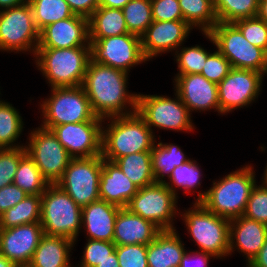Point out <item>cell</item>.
<instances>
[{
  "instance_id": "obj_46",
  "label": "cell",
  "mask_w": 267,
  "mask_h": 267,
  "mask_svg": "<svg viewBox=\"0 0 267 267\" xmlns=\"http://www.w3.org/2000/svg\"><path fill=\"white\" fill-rule=\"evenodd\" d=\"M28 194L15 184L7 185L0 189V215L9 208L14 207Z\"/></svg>"
},
{
  "instance_id": "obj_33",
  "label": "cell",
  "mask_w": 267,
  "mask_h": 267,
  "mask_svg": "<svg viewBox=\"0 0 267 267\" xmlns=\"http://www.w3.org/2000/svg\"><path fill=\"white\" fill-rule=\"evenodd\" d=\"M13 184L17 185L28 195H42L49 185L28 153L19 161Z\"/></svg>"
},
{
  "instance_id": "obj_36",
  "label": "cell",
  "mask_w": 267,
  "mask_h": 267,
  "mask_svg": "<svg viewBox=\"0 0 267 267\" xmlns=\"http://www.w3.org/2000/svg\"><path fill=\"white\" fill-rule=\"evenodd\" d=\"M121 10L129 33L141 36L153 22L151 0H130Z\"/></svg>"
},
{
  "instance_id": "obj_56",
  "label": "cell",
  "mask_w": 267,
  "mask_h": 267,
  "mask_svg": "<svg viewBox=\"0 0 267 267\" xmlns=\"http://www.w3.org/2000/svg\"><path fill=\"white\" fill-rule=\"evenodd\" d=\"M14 267H33L31 264H20V265H15Z\"/></svg>"
},
{
  "instance_id": "obj_9",
  "label": "cell",
  "mask_w": 267,
  "mask_h": 267,
  "mask_svg": "<svg viewBox=\"0 0 267 267\" xmlns=\"http://www.w3.org/2000/svg\"><path fill=\"white\" fill-rule=\"evenodd\" d=\"M103 158L101 155L90 158H72L56 183L80 207L100 199L99 184Z\"/></svg>"
},
{
  "instance_id": "obj_4",
  "label": "cell",
  "mask_w": 267,
  "mask_h": 267,
  "mask_svg": "<svg viewBox=\"0 0 267 267\" xmlns=\"http://www.w3.org/2000/svg\"><path fill=\"white\" fill-rule=\"evenodd\" d=\"M35 62L52 88L83 85L91 47L37 48Z\"/></svg>"
},
{
  "instance_id": "obj_13",
  "label": "cell",
  "mask_w": 267,
  "mask_h": 267,
  "mask_svg": "<svg viewBox=\"0 0 267 267\" xmlns=\"http://www.w3.org/2000/svg\"><path fill=\"white\" fill-rule=\"evenodd\" d=\"M26 152L34 160L49 184H56L63 176L72 157L51 130L43 127L31 131Z\"/></svg>"
},
{
  "instance_id": "obj_16",
  "label": "cell",
  "mask_w": 267,
  "mask_h": 267,
  "mask_svg": "<svg viewBox=\"0 0 267 267\" xmlns=\"http://www.w3.org/2000/svg\"><path fill=\"white\" fill-rule=\"evenodd\" d=\"M103 119L67 123L50 130L72 158H90L101 155Z\"/></svg>"
},
{
  "instance_id": "obj_45",
  "label": "cell",
  "mask_w": 267,
  "mask_h": 267,
  "mask_svg": "<svg viewBox=\"0 0 267 267\" xmlns=\"http://www.w3.org/2000/svg\"><path fill=\"white\" fill-rule=\"evenodd\" d=\"M154 21L184 20L178 0H151Z\"/></svg>"
},
{
  "instance_id": "obj_39",
  "label": "cell",
  "mask_w": 267,
  "mask_h": 267,
  "mask_svg": "<svg viewBox=\"0 0 267 267\" xmlns=\"http://www.w3.org/2000/svg\"><path fill=\"white\" fill-rule=\"evenodd\" d=\"M252 45L267 53V23L258 17L241 19L233 23Z\"/></svg>"
},
{
  "instance_id": "obj_2",
  "label": "cell",
  "mask_w": 267,
  "mask_h": 267,
  "mask_svg": "<svg viewBox=\"0 0 267 267\" xmlns=\"http://www.w3.org/2000/svg\"><path fill=\"white\" fill-rule=\"evenodd\" d=\"M203 193H198L196 203L229 220L244 215L247 201L256 185L255 172L251 165L233 171Z\"/></svg>"
},
{
  "instance_id": "obj_15",
  "label": "cell",
  "mask_w": 267,
  "mask_h": 267,
  "mask_svg": "<svg viewBox=\"0 0 267 267\" xmlns=\"http://www.w3.org/2000/svg\"><path fill=\"white\" fill-rule=\"evenodd\" d=\"M263 73L249 69L232 68L217 84L220 114L248 106L260 94Z\"/></svg>"
},
{
  "instance_id": "obj_52",
  "label": "cell",
  "mask_w": 267,
  "mask_h": 267,
  "mask_svg": "<svg viewBox=\"0 0 267 267\" xmlns=\"http://www.w3.org/2000/svg\"><path fill=\"white\" fill-rule=\"evenodd\" d=\"M28 2V0H0V9L12 8L21 6Z\"/></svg>"
},
{
  "instance_id": "obj_26",
  "label": "cell",
  "mask_w": 267,
  "mask_h": 267,
  "mask_svg": "<svg viewBox=\"0 0 267 267\" xmlns=\"http://www.w3.org/2000/svg\"><path fill=\"white\" fill-rule=\"evenodd\" d=\"M74 244L75 242L71 239L44 234L34 251L30 264L33 267H72L69 263V252Z\"/></svg>"
},
{
  "instance_id": "obj_32",
  "label": "cell",
  "mask_w": 267,
  "mask_h": 267,
  "mask_svg": "<svg viewBox=\"0 0 267 267\" xmlns=\"http://www.w3.org/2000/svg\"><path fill=\"white\" fill-rule=\"evenodd\" d=\"M28 3L39 31L51 23L75 15L65 0H28Z\"/></svg>"
},
{
  "instance_id": "obj_19",
  "label": "cell",
  "mask_w": 267,
  "mask_h": 267,
  "mask_svg": "<svg viewBox=\"0 0 267 267\" xmlns=\"http://www.w3.org/2000/svg\"><path fill=\"white\" fill-rule=\"evenodd\" d=\"M90 46L89 18L73 15L45 26L39 31L38 48Z\"/></svg>"
},
{
  "instance_id": "obj_7",
  "label": "cell",
  "mask_w": 267,
  "mask_h": 267,
  "mask_svg": "<svg viewBox=\"0 0 267 267\" xmlns=\"http://www.w3.org/2000/svg\"><path fill=\"white\" fill-rule=\"evenodd\" d=\"M193 207L181 215L193 241L216 259L229 255L230 220L207 210L201 203L195 202Z\"/></svg>"
},
{
  "instance_id": "obj_29",
  "label": "cell",
  "mask_w": 267,
  "mask_h": 267,
  "mask_svg": "<svg viewBox=\"0 0 267 267\" xmlns=\"http://www.w3.org/2000/svg\"><path fill=\"white\" fill-rule=\"evenodd\" d=\"M152 170L155 176V182H165L162 178L167 175L169 178L175 167L187 162L188 158L182 152L179 146L174 144H163L159 142L154 144L151 151Z\"/></svg>"
},
{
  "instance_id": "obj_40",
  "label": "cell",
  "mask_w": 267,
  "mask_h": 267,
  "mask_svg": "<svg viewBox=\"0 0 267 267\" xmlns=\"http://www.w3.org/2000/svg\"><path fill=\"white\" fill-rule=\"evenodd\" d=\"M25 147L0 149V189L13 183Z\"/></svg>"
},
{
  "instance_id": "obj_38",
  "label": "cell",
  "mask_w": 267,
  "mask_h": 267,
  "mask_svg": "<svg viewBox=\"0 0 267 267\" xmlns=\"http://www.w3.org/2000/svg\"><path fill=\"white\" fill-rule=\"evenodd\" d=\"M176 50V62L179 72L177 75L201 74L207 57L211 54L201 46L183 47Z\"/></svg>"
},
{
  "instance_id": "obj_47",
  "label": "cell",
  "mask_w": 267,
  "mask_h": 267,
  "mask_svg": "<svg viewBox=\"0 0 267 267\" xmlns=\"http://www.w3.org/2000/svg\"><path fill=\"white\" fill-rule=\"evenodd\" d=\"M74 14L89 18L99 7V0H65Z\"/></svg>"
},
{
  "instance_id": "obj_22",
  "label": "cell",
  "mask_w": 267,
  "mask_h": 267,
  "mask_svg": "<svg viewBox=\"0 0 267 267\" xmlns=\"http://www.w3.org/2000/svg\"><path fill=\"white\" fill-rule=\"evenodd\" d=\"M162 230L153 222L132 213L126 207L120 208L115 221L113 243L116 246L143 244L155 240Z\"/></svg>"
},
{
  "instance_id": "obj_27",
  "label": "cell",
  "mask_w": 267,
  "mask_h": 267,
  "mask_svg": "<svg viewBox=\"0 0 267 267\" xmlns=\"http://www.w3.org/2000/svg\"><path fill=\"white\" fill-rule=\"evenodd\" d=\"M128 33L121 9L99 6L89 17V39H101Z\"/></svg>"
},
{
  "instance_id": "obj_30",
  "label": "cell",
  "mask_w": 267,
  "mask_h": 267,
  "mask_svg": "<svg viewBox=\"0 0 267 267\" xmlns=\"http://www.w3.org/2000/svg\"><path fill=\"white\" fill-rule=\"evenodd\" d=\"M41 195H27L14 207L0 215V229L40 222Z\"/></svg>"
},
{
  "instance_id": "obj_10",
  "label": "cell",
  "mask_w": 267,
  "mask_h": 267,
  "mask_svg": "<svg viewBox=\"0 0 267 267\" xmlns=\"http://www.w3.org/2000/svg\"><path fill=\"white\" fill-rule=\"evenodd\" d=\"M176 98L158 95H137V113L146 125L174 131H193L190 111L175 93ZM177 99V100H176Z\"/></svg>"
},
{
  "instance_id": "obj_11",
  "label": "cell",
  "mask_w": 267,
  "mask_h": 267,
  "mask_svg": "<svg viewBox=\"0 0 267 267\" xmlns=\"http://www.w3.org/2000/svg\"><path fill=\"white\" fill-rule=\"evenodd\" d=\"M38 43L39 30L28 2L0 10V50L32 51L35 57Z\"/></svg>"
},
{
  "instance_id": "obj_31",
  "label": "cell",
  "mask_w": 267,
  "mask_h": 267,
  "mask_svg": "<svg viewBox=\"0 0 267 267\" xmlns=\"http://www.w3.org/2000/svg\"><path fill=\"white\" fill-rule=\"evenodd\" d=\"M183 14V19L192 28L200 27L204 32H209L218 19L214 9V0H178Z\"/></svg>"
},
{
  "instance_id": "obj_21",
  "label": "cell",
  "mask_w": 267,
  "mask_h": 267,
  "mask_svg": "<svg viewBox=\"0 0 267 267\" xmlns=\"http://www.w3.org/2000/svg\"><path fill=\"white\" fill-rule=\"evenodd\" d=\"M267 238V225L240 216L230 220L229 254L234 248L244 253L247 265L258 255ZM236 240V241H235ZM234 241V242H233ZM236 243V244H235Z\"/></svg>"
},
{
  "instance_id": "obj_23",
  "label": "cell",
  "mask_w": 267,
  "mask_h": 267,
  "mask_svg": "<svg viewBox=\"0 0 267 267\" xmlns=\"http://www.w3.org/2000/svg\"><path fill=\"white\" fill-rule=\"evenodd\" d=\"M138 189L115 162L103 158L99 184L100 200L121 208L127 207Z\"/></svg>"
},
{
  "instance_id": "obj_28",
  "label": "cell",
  "mask_w": 267,
  "mask_h": 267,
  "mask_svg": "<svg viewBox=\"0 0 267 267\" xmlns=\"http://www.w3.org/2000/svg\"><path fill=\"white\" fill-rule=\"evenodd\" d=\"M114 162L139 189L155 182L151 151L132 153Z\"/></svg>"
},
{
  "instance_id": "obj_48",
  "label": "cell",
  "mask_w": 267,
  "mask_h": 267,
  "mask_svg": "<svg viewBox=\"0 0 267 267\" xmlns=\"http://www.w3.org/2000/svg\"><path fill=\"white\" fill-rule=\"evenodd\" d=\"M189 253H187L186 250V252L182 256L179 267H207L208 260L211 257H214L213 255L203 251H196V253L193 251L192 255L191 252Z\"/></svg>"
},
{
  "instance_id": "obj_37",
  "label": "cell",
  "mask_w": 267,
  "mask_h": 267,
  "mask_svg": "<svg viewBox=\"0 0 267 267\" xmlns=\"http://www.w3.org/2000/svg\"><path fill=\"white\" fill-rule=\"evenodd\" d=\"M201 172L195 160H188L187 162L174 168L170 182H164L165 185L177 196L176 188L181 187L183 190L191 192L194 188H199ZM176 187V188H175Z\"/></svg>"
},
{
  "instance_id": "obj_3",
  "label": "cell",
  "mask_w": 267,
  "mask_h": 267,
  "mask_svg": "<svg viewBox=\"0 0 267 267\" xmlns=\"http://www.w3.org/2000/svg\"><path fill=\"white\" fill-rule=\"evenodd\" d=\"M107 119L111 122L102 127V158L114 162L132 153L152 151L155 135L137 112Z\"/></svg>"
},
{
  "instance_id": "obj_5",
  "label": "cell",
  "mask_w": 267,
  "mask_h": 267,
  "mask_svg": "<svg viewBox=\"0 0 267 267\" xmlns=\"http://www.w3.org/2000/svg\"><path fill=\"white\" fill-rule=\"evenodd\" d=\"M82 207L57 184H49L41 195V220L43 232L49 236H62L77 240L82 229Z\"/></svg>"
},
{
  "instance_id": "obj_42",
  "label": "cell",
  "mask_w": 267,
  "mask_h": 267,
  "mask_svg": "<svg viewBox=\"0 0 267 267\" xmlns=\"http://www.w3.org/2000/svg\"><path fill=\"white\" fill-rule=\"evenodd\" d=\"M243 216L267 225V185L253 187Z\"/></svg>"
},
{
  "instance_id": "obj_35",
  "label": "cell",
  "mask_w": 267,
  "mask_h": 267,
  "mask_svg": "<svg viewBox=\"0 0 267 267\" xmlns=\"http://www.w3.org/2000/svg\"><path fill=\"white\" fill-rule=\"evenodd\" d=\"M259 0H214L218 22L234 23L257 17Z\"/></svg>"
},
{
  "instance_id": "obj_8",
  "label": "cell",
  "mask_w": 267,
  "mask_h": 267,
  "mask_svg": "<svg viewBox=\"0 0 267 267\" xmlns=\"http://www.w3.org/2000/svg\"><path fill=\"white\" fill-rule=\"evenodd\" d=\"M51 92L40 105L44 117L41 127L50 130L54 126L91 121L95 117L82 85L54 87Z\"/></svg>"
},
{
  "instance_id": "obj_54",
  "label": "cell",
  "mask_w": 267,
  "mask_h": 267,
  "mask_svg": "<svg viewBox=\"0 0 267 267\" xmlns=\"http://www.w3.org/2000/svg\"><path fill=\"white\" fill-rule=\"evenodd\" d=\"M15 264L0 254V267H14Z\"/></svg>"
},
{
  "instance_id": "obj_53",
  "label": "cell",
  "mask_w": 267,
  "mask_h": 267,
  "mask_svg": "<svg viewBox=\"0 0 267 267\" xmlns=\"http://www.w3.org/2000/svg\"><path fill=\"white\" fill-rule=\"evenodd\" d=\"M257 17L267 23V0H259Z\"/></svg>"
},
{
  "instance_id": "obj_51",
  "label": "cell",
  "mask_w": 267,
  "mask_h": 267,
  "mask_svg": "<svg viewBox=\"0 0 267 267\" xmlns=\"http://www.w3.org/2000/svg\"><path fill=\"white\" fill-rule=\"evenodd\" d=\"M96 267H120L118 264V258L116 251L111 254V258L104 259Z\"/></svg>"
},
{
  "instance_id": "obj_34",
  "label": "cell",
  "mask_w": 267,
  "mask_h": 267,
  "mask_svg": "<svg viewBox=\"0 0 267 267\" xmlns=\"http://www.w3.org/2000/svg\"><path fill=\"white\" fill-rule=\"evenodd\" d=\"M22 120L12 104L0 100V149L25 147L14 143L23 131Z\"/></svg>"
},
{
  "instance_id": "obj_50",
  "label": "cell",
  "mask_w": 267,
  "mask_h": 267,
  "mask_svg": "<svg viewBox=\"0 0 267 267\" xmlns=\"http://www.w3.org/2000/svg\"><path fill=\"white\" fill-rule=\"evenodd\" d=\"M130 0H99V6L122 9Z\"/></svg>"
},
{
  "instance_id": "obj_17",
  "label": "cell",
  "mask_w": 267,
  "mask_h": 267,
  "mask_svg": "<svg viewBox=\"0 0 267 267\" xmlns=\"http://www.w3.org/2000/svg\"><path fill=\"white\" fill-rule=\"evenodd\" d=\"M43 235L40 222L0 229V254L15 265L30 264Z\"/></svg>"
},
{
  "instance_id": "obj_25",
  "label": "cell",
  "mask_w": 267,
  "mask_h": 267,
  "mask_svg": "<svg viewBox=\"0 0 267 267\" xmlns=\"http://www.w3.org/2000/svg\"><path fill=\"white\" fill-rule=\"evenodd\" d=\"M185 252L176 229L162 230L147 245L148 267H179Z\"/></svg>"
},
{
  "instance_id": "obj_43",
  "label": "cell",
  "mask_w": 267,
  "mask_h": 267,
  "mask_svg": "<svg viewBox=\"0 0 267 267\" xmlns=\"http://www.w3.org/2000/svg\"><path fill=\"white\" fill-rule=\"evenodd\" d=\"M115 251L120 267H148L147 245H120Z\"/></svg>"
},
{
  "instance_id": "obj_18",
  "label": "cell",
  "mask_w": 267,
  "mask_h": 267,
  "mask_svg": "<svg viewBox=\"0 0 267 267\" xmlns=\"http://www.w3.org/2000/svg\"><path fill=\"white\" fill-rule=\"evenodd\" d=\"M193 29L184 20L154 21L140 36L141 48L147 61L162 52L172 51L181 46L190 30Z\"/></svg>"
},
{
  "instance_id": "obj_49",
  "label": "cell",
  "mask_w": 267,
  "mask_h": 267,
  "mask_svg": "<svg viewBox=\"0 0 267 267\" xmlns=\"http://www.w3.org/2000/svg\"><path fill=\"white\" fill-rule=\"evenodd\" d=\"M247 267H267V238L258 255L247 265Z\"/></svg>"
},
{
  "instance_id": "obj_6",
  "label": "cell",
  "mask_w": 267,
  "mask_h": 267,
  "mask_svg": "<svg viewBox=\"0 0 267 267\" xmlns=\"http://www.w3.org/2000/svg\"><path fill=\"white\" fill-rule=\"evenodd\" d=\"M204 35L229 60L232 68L255 70L267 75V53L245 39L233 23L218 22Z\"/></svg>"
},
{
  "instance_id": "obj_1",
  "label": "cell",
  "mask_w": 267,
  "mask_h": 267,
  "mask_svg": "<svg viewBox=\"0 0 267 267\" xmlns=\"http://www.w3.org/2000/svg\"><path fill=\"white\" fill-rule=\"evenodd\" d=\"M128 75L123 70L89 61L82 86L96 117L104 120L137 112L138 94H130L126 89Z\"/></svg>"
},
{
  "instance_id": "obj_55",
  "label": "cell",
  "mask_w": 267,
  "mask_h": 267,
  "mask_svg": "<svg viewBox=\"0 0 267 267\" xmlns=\"http://www.w3.org/2000/svg\"><path fill=\"white\" fill-rule=\"evenodd\" d=\"M263 177L264 178H262L263 179V183L262 184L267 185V166L265 168V172H264V176Z\"/></svg>"
},
{
  "instance_id": "obj_14",
  "label": "cell",
  "mask_w": 267,
  "mask_h": 267,
  "mask_svg": "<svg viewBox=\"0 0 267 267\" xmlns=\"http://www.w3.org/2000/svg\"><path fill=\"white\" fill-rule=\"evenodd\" d=\"M91 59L128 73L134 65L147 61L141 48V38L128 33L101 39H89Z\"/></svg>"
},
{
  "instance_id": "obj_41",
  "label": "cell",
  "mask_w": 267,
  "mask_h": 267,
  "mask_svg": "<svg viewBox=\"0 0 267 267\" xmlns=\"http://www.w3.org/2000/svg\"><path fill=\"white\" fill-rule=\"evenodd\" d=\"M83 252L80 267H96L104 259L111 258L116 245L113 242L88 239Z\"/></svg>"
},
{
  "instance_id": "obj_20",
  "label": "cell",
  "mask_w": 267,
  "mask_h": 267,
  "mask_svg": "<svg viewBox=\"0 0 267 267\" xmlns=\"http://www.w3.org/2000/svg\"><path fill=\"white\" fill-rule=\"evenodd\" d=\"M174 80L175 91L190 112L215 108L220 113L216 83L208 81L201 74L176 75Z\"/></svg>"
},
{
  "instance_id": "obj_24",
  "label": "cell",
  "mask_w": 267,
  "mask_h": 267,
  "mask_svg": "<svg viewBox=\"0 0 267 267\" xmlns=\"http://www.w3.org/2000/svg\"><path fill=\"white\" fill-rule=\"evenodd\" d=\"M120 208L100 199L82 207L81 221L88 239L112 242Z\"/></svg>"
},
{
  "instance_id": "obj_44",
  "label": "cell",
  "mask_w": 267,
  "mask_h": 267,
  "mask_svg": "<svg viewBox=\"0 0 267 267\" xmlns=\"http://www.w3.org/2000/svg\"><path fill=\"white\" fill-rule=\"evenodd\" d=\"M231 69L232 66L229 60L216 50L207 57L201 75L208 81L219 84L229 74Z\"/></svg>"
},
{
  "instance_id": "obj_12",
  "label": "cell",
  "mask_w": 267,
  "mask_h": 267,
  "mask_svg": "<svg viewBox=\"0 0 267 267\" xmlns=\"http://www.w3.org/2000/svg\"><path fill=\"white\" fill-rule=\"evenodd\" d=\"M177 197L164 182H154L138 189L126 208L161 230H174L172 222L177 214Z\"/></svg>"
}]
</instances>
